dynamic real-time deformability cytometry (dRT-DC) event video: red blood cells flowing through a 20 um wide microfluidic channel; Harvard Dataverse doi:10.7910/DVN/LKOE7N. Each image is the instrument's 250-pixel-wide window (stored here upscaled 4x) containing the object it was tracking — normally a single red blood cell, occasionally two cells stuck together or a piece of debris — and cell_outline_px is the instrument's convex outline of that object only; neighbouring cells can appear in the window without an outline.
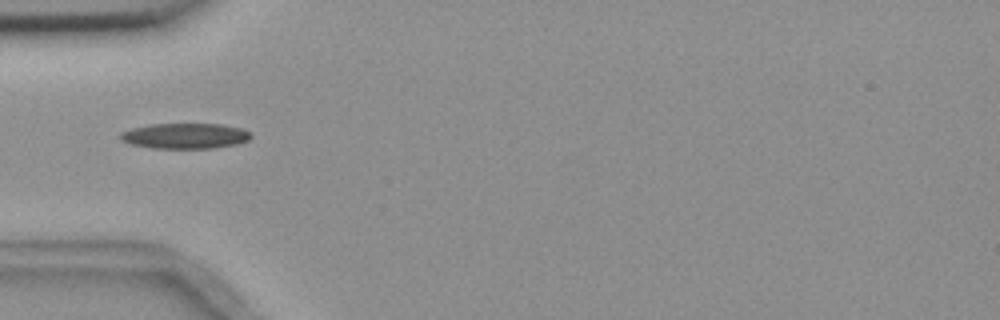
{"species": "common noctule bat (a hibernating species)", "species_latin": "Nyctalus noctula", "temperature_condition": "room temperature", "stored_images_in_passage": 9, "camera_frame_rate_fps": 3000, "um_per_image_px": 0.085, "animal": {"sex": "female", "body_mass_g": 18.4}, "frame": {"image": 1, "passage_image": 4, "time_ms": 4.333, "image_size_px": [1000, 320], "cell_outline_px": [[252, 136], [248, 140], [236, 144], [212, 148], [152, 148], [132, 144], [120, 140], [120, 132], [132, 128], [148, 124], [220, 124], [240, 128], [252, 132]], "centroid_in_image_um": [15.72, 11.55], "position_along_channel_um": 69.3, "area_um2": 19.36}}
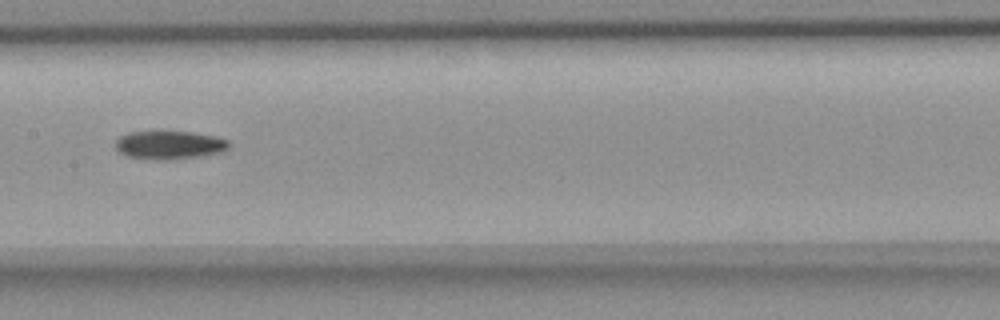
{"frame": {"image": 2, "passage_image": 7, "time_ms": 7.667, "image_size_px": [1000, 320], "cell_outline_px": [[232, 144], [224, 152], [176, 160], [152, 160], [128, 156], [120, 152], [116, 148], [116, 140], [120, 136], [128, 132], [192, 132], [216, 136], [228, 140]], "centroid_in_image_um": [14.45, 12.34], "position_along_channel_um": 192.9, "area_um2": 18.96}}
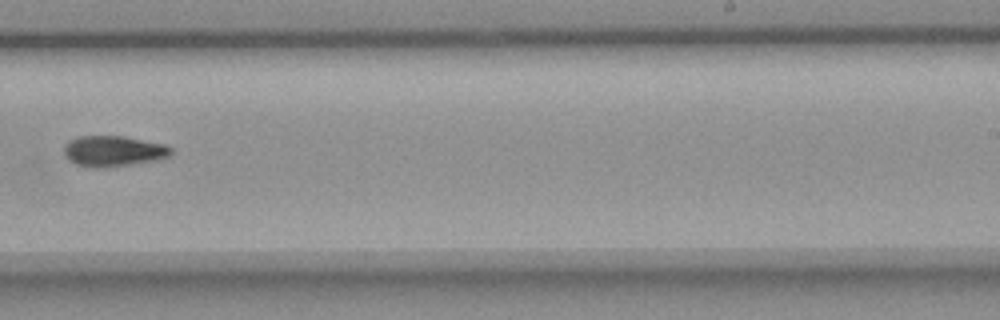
{"frame": {"image": 3, "passage_image": 9, "time_ms": 10.0, "image_size_px": [1000, 320], "cell_outline_px": [[172, 152], [168, 156], [156, 160], [132, 164], [76, 164], [68, 160], [64, 156], [64, 144], [68, 140], [76, 136], [124, 136], [164, 144], [172, 148]], "centroid_in_image_um": [9.63, 12.78], "position_along_channel_um": 279.4, "area_um2": 18.38}}